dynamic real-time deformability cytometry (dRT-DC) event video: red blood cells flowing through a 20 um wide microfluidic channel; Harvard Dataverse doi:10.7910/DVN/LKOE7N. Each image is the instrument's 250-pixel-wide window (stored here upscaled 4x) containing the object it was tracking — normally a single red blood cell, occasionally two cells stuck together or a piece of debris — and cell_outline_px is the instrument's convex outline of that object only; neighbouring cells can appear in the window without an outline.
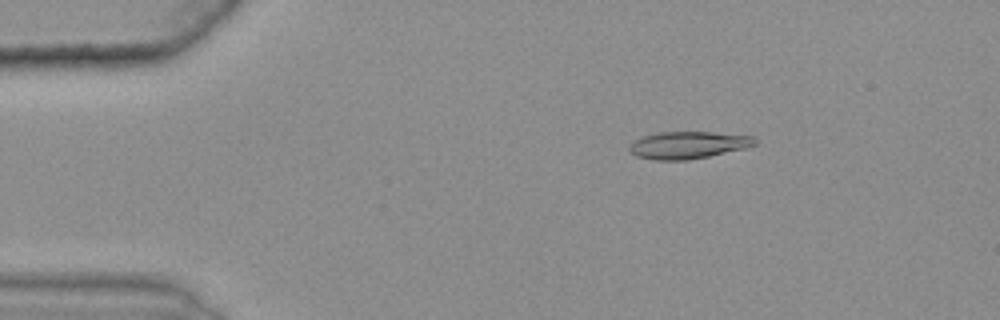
{"species": "common noctule bat (a hibernating species)", "species_latin": "Nyctalus noctula", "temperature_condition": "warm", "stored_images_in_passage": 43, "camera_frame_rate_fps": 3000, "um_per_image_px": 0.085, "animal": {"sex": "female", "body_mass_g": 25.1}, "frame": {"image": 1, "passage_image": 3, "time_ms": 0.667, "image_size_px": [1000, 320], "cell_outline_px": [[756, 144], [744, 148], [708, 156], [688, 160], [652, 160], [636, 156], [628, 148], [636, 140], [644, 136], [660, 132], [712, 132], [752, 136], [756, 140]], "centroid_in_image_um": [58.48, 12.33], "position_along_channel_um": 26.5, "area_um2": 19.59}}
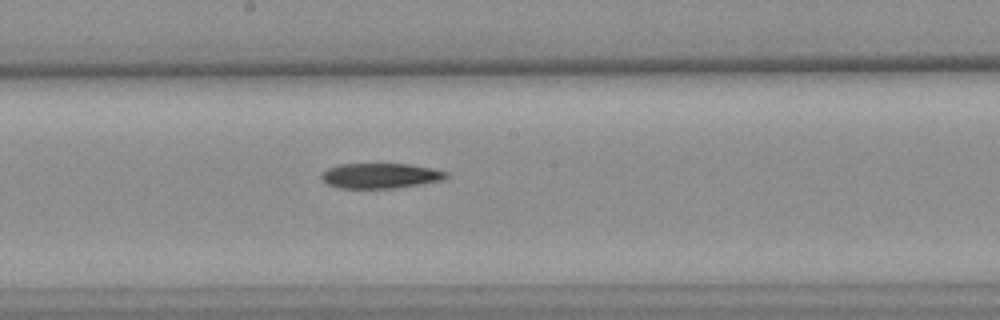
{"frame": {"image": 2, "passage_image": 24, "time_ms": 7.667, "image_size_px": [1000, 320], "cell_outline_px": [[448, 176], [444, 180], [392, 188], [340, 188], [328, 184], [320, 176], [328, 168], [340, 164], [408, 164], [432, 168], [448, 172]], "centroid_in_image_um": [32.35, 14.93], "position_along_channel_um": 215.8, "area_um2": 18.09}}
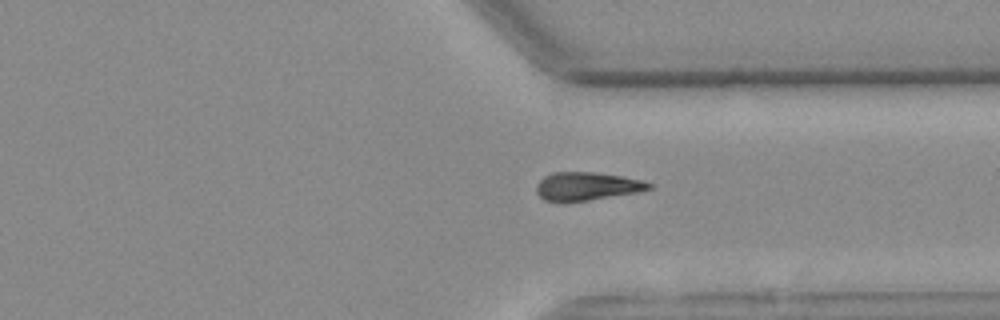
{"frame": {"image": 3, "passage_image": 36, "time_ms": 11.667, "image_size_px": [1000, 320], "cell_outline_px": [[652, 188], [636, 192], [588, 200], [544, 200], [536, 192], [536, 184], [544, 176], [552, 172], [596, 172], [624, 176], [640, 180], [652, 184]], "centroid_in_image_um": [49.87, 15.8], "position_along_channel_um": 361.5, "area_um2": 18.15}}